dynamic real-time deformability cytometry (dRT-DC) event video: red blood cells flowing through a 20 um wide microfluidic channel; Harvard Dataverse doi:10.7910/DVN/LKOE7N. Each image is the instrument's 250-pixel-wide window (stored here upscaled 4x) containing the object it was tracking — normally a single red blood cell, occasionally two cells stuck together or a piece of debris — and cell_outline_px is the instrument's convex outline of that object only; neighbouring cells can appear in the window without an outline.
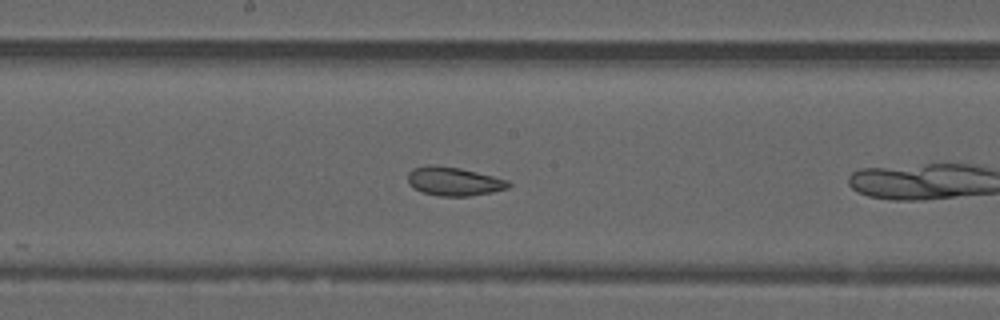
{"species": "common noctule bat (a hibernating species)", "species_latin": "Nyctalus noctula", "temperature_condition": "warm", "stored_images_in_passage": 20, "camera_frame_rate_fps": 3000, "um_per_image_px": 0.085, "animal": {"sex": "male", "forearm_length_mm": 52.5}, "frame": {"image": 1, "passage_image": 12, "time_ms": 3.667, "image_size_px": [1000, 320], "cell_outline_px": [[512, 184], [508, 188], [492, 192], [468, 196], [436, 196], [412, 188], [408, 184], [408, 172], [412, 168], [428, 164], [432, 164], [460, 168], [508, 180]], "centroid_in_image_um": [38.54, 15.41], "position_along_channel_um": 209.7, "area_um2": 16.94}}